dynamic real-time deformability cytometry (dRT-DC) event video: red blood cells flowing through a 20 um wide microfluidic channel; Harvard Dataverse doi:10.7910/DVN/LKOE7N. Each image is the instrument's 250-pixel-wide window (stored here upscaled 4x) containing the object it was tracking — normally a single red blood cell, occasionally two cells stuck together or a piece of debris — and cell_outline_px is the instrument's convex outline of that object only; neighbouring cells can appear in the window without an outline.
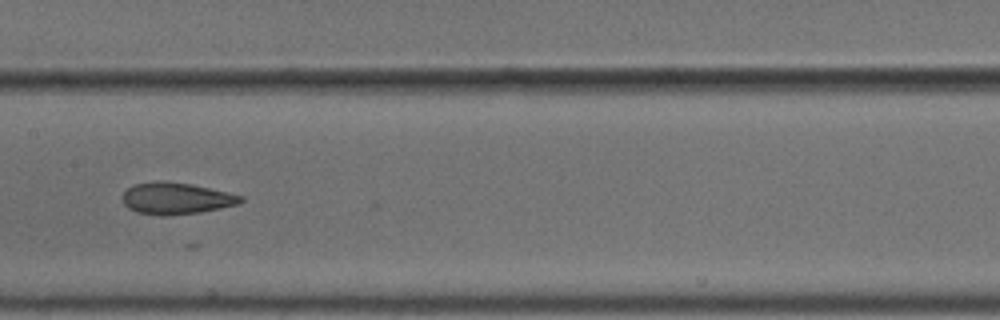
{"species": "common noctule bat (a hibernating species)", "species_latin": "Nyctalus noctula", "temperature_condition": "cold", "stored_images_in_passage": 10, "camera_frame_rate_fps": 3000, "um_per_image_px": 0.085, "animal": {"sex": "male", "body_mass_g": 18.8}, "frame": {"image": 1, "passage_image": 9, "time_ms": 2.667, "image_size_px": [1000, 320], "cell_outline_px": [[244, 200], [240, 204], [200, 212], [168, 216], [164, 216], [136, 212], [128, 208], [124, 204], [120, 196], [128, 188], [136, 184], [160, 180], [188, 184], [228, 192], [244, 196]], "centroid_in_image_um": [14.96, 16.87], "position_along_channel_um": 192.4, "area_um2": 21.85}}
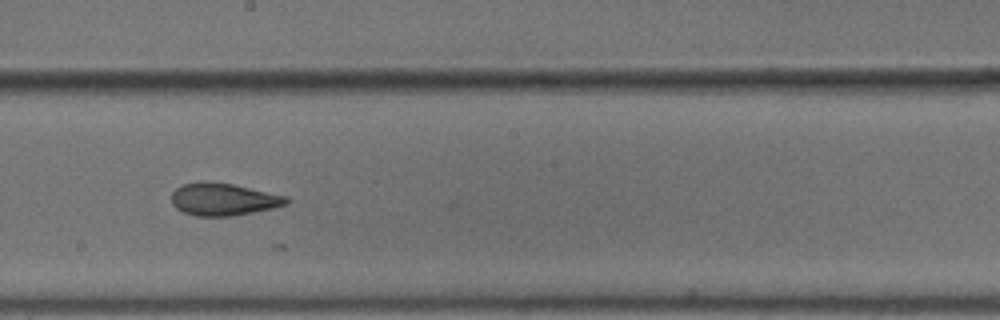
{"frame": {"image": 2, "passage_image": 10, "time_ms": 3.0, "image_size_px": [1000, 320], "cell_outline_px": [[288, 204], [272, 208], [232, 216], [196, 216], [184, 212], [176, 208], [172, 204], [172, 192], [180, 184], [200, 180], [208, 180], [232, 184], [288, 196]], "centroid_in_image_um": [18.95, 16.92], "position_along_channel_um": 229.3, "area_um2": 21.91}}